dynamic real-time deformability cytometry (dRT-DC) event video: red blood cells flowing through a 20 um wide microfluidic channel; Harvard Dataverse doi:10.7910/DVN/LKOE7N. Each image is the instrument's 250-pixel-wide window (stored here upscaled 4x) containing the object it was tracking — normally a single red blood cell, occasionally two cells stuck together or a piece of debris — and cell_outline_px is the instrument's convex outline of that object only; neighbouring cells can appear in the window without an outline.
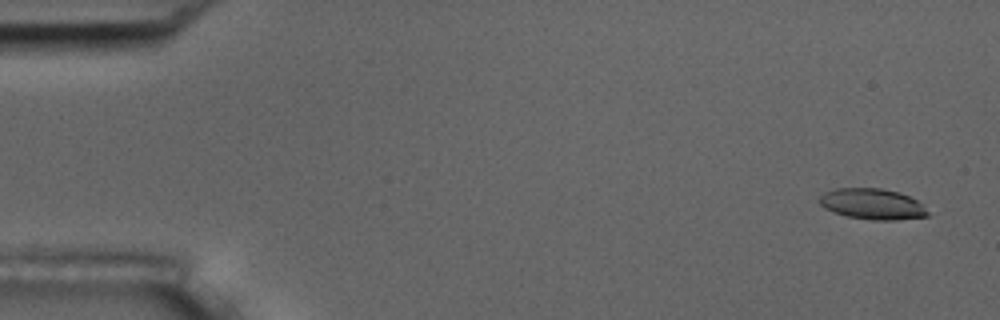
{"species": "common noctule bat (a hibernating species)", "species_latin": "Nyctalus noctula", "temperature_condition": "room temperature", "stored_images_in_passage": 4, "camera_frame_rate_fps": 3000, "um_per_image_px": 0.085, "animal": {"sex": "male", "body_mass_g": 17.5, "forearm_length_mm": 52.3}, "frame": {"image": 1, "passage_image": 1, "time_ms": 0.0, "image_size_px": [1000, 320], "cell_outline_px": [[928, 216], [896, 220], [872, 220], [848, 216], [832, 212], [824, 208], [820, 204], [820, 196], [824, 192], [836, 188], [880, 188], [900, 192], [916, 200], [928, 212]], "centroid_in_image_um": [74.12, 17.34], "position_along_channel_um": 10.9, "area_um2": 19.36}}
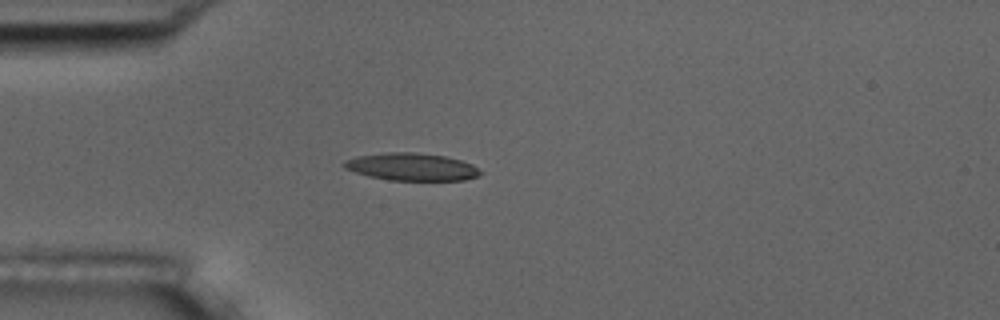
{"frame": {"image": 2, "passage_image": 4, "time_ms": 4.333, "image_size_px": [1000, 320], "cell_outline_px": [[484, 172], [480, 176], [464, 180], [388, 180], [368, 176], [344, 168], [340, 164], [344, 160], [356, 156], [388, 152], [416, 152], [444, 156], [460, 160], [472, 164]], "centroid_in_image_um": [34.98, 14.18], "position_along_channel_um": 50.0, "area_um2": 22.02}}